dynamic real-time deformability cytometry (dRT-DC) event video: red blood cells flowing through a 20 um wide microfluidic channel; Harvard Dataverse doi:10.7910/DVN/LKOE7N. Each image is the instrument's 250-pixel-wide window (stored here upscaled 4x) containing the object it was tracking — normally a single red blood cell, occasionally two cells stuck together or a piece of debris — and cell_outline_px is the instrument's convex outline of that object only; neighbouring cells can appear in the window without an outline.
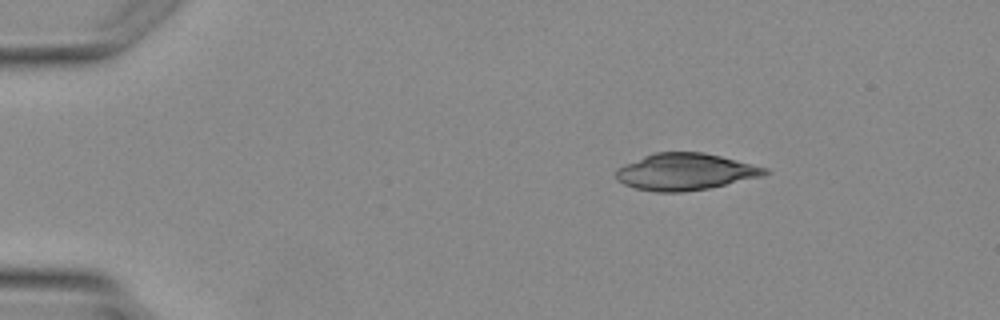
{"species": "Egyptian fruit bat (a non-hibernating species)", "species_latin": "Rousettus aegyptiacus", "temperature_condition": "warm", "stored_images_in_passage": 3, "camera_frame_rate_fps": 3000, "um_per_image_px": 0.085, "animal": {"sex": "female"}, "frame": {"image": 1, "passage_image": 1, "time_ms": 0.0, "image_size_px": [1000, 320], "cell_outline_px": [[772, 172], [764, 176], [708, 188], [684, 192], [656, 192], [636, 188], [624, 184], [616, 180], [616, 168], [624, 164], [644, 156], [656, 152], [704, 152], [768, 168]], "centroid_in_image_um": [58.26, 14.6], "position_along_channel_um": 26.7, "area_um2": 31.91}}